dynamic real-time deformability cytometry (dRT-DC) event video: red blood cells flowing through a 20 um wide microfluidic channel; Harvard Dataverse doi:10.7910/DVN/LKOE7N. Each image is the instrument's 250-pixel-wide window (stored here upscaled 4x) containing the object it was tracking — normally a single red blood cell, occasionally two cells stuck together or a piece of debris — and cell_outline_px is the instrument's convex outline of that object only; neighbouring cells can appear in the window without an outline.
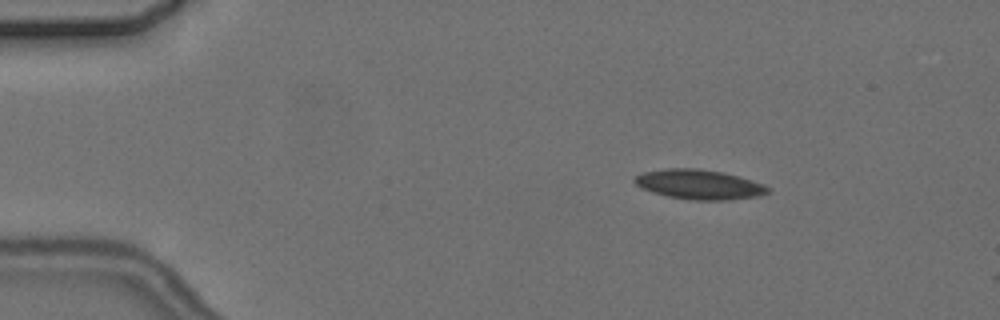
{"species": "common noctule bat (a hibernating species)", "species_latin": "Nyctalus noctula", "temperature_condition": "cold", "stored_images_in_passage": 3, "camera_frame_rate_fps": 3000, "um_per_image_px": 0.085, "animal": {"sex": "female", "body_mass_g": 24.6, "forearm_length_mm": 56.2}, "frame": {"image": 1, "passage_image": 2, "time_ms": 1.333, "image_size_px": [1000, 320], "cell_outline_px": [[772, 188], [768, 192], [760, 196], [728, 200], [692, 200], [668, 196], [652, 192], [636, 184], [632, 180], [636, 176], [644, 172], [664, 168], [700, 168], [724, 172], [740, 176], [764, 184]], "centroid_in_image_um": [59.48, 15.67], "position_along_channel_um": 25.5, "area_um2": 23.24}}